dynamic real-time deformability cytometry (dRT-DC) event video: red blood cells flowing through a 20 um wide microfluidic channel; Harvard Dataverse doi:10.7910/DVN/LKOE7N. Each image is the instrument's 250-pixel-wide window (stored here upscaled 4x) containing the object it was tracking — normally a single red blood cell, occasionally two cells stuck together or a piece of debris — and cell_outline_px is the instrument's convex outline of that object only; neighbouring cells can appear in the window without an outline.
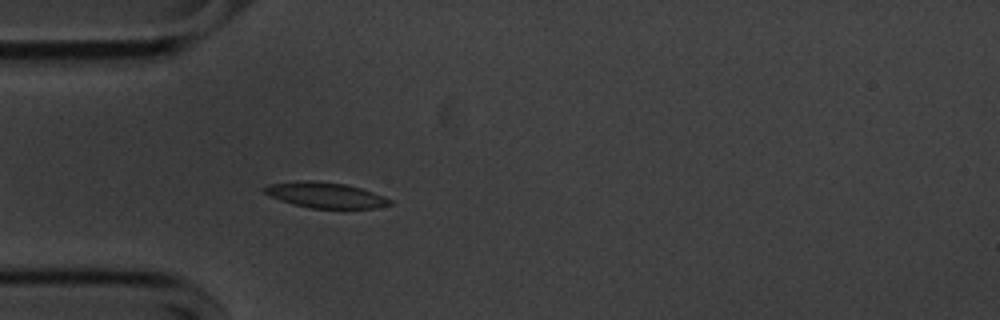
{"species": "common noctule bat (a hibernating species)", "species_latin": "Nyctalus noctula", "temperature_condition": "cold", "stored_images_in_passage": 41, "camera_frame_rate_fps": 3000, "um_per_image_px": 0.085, "animal": {"sex": "male", "body_mass_g": 20.1, "forearm_length_mm": 53.5}, "frame": {"image": 1, "passage_image": 1, "time_ms": 0.0, "image_size_px": [1000, 320], "cell_outline_px": [[392, 204], [376, 208], [312, 208], [292, 204], [280, 200], [264, 192], [260, 188], [268, 184], [308, 180], [312, 180], [344, 184], [360, 188], [384, 196], [392, 200]], "centroid_in_image_um": [27.65, 16.58], "position_along_channel_um": 57.4, "area_um2": 18.55}}
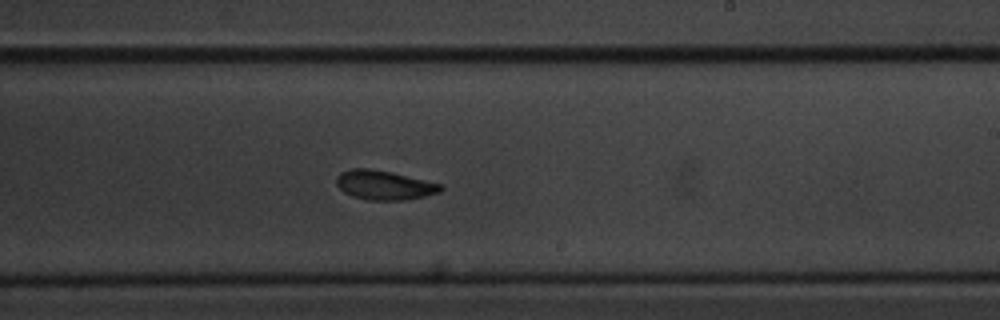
{"frame": {"image": 2, "passage_image": 18, "time_ms": 5.667, "image_size_px": [1000, 320], "cell_outline_px": [[444, 188], [440, 192], [424, 196], [404, 200], [368, 200], [352, 196], [344, 192], [336, 184], [336, 176], [340, 172], [352, 168], [368, 168], [392, 172], [444, 184]], "centroid_in_image_um": [32.67, 15.72], "position_along_channel_um": 256.3, "area_um2": 17.98}}
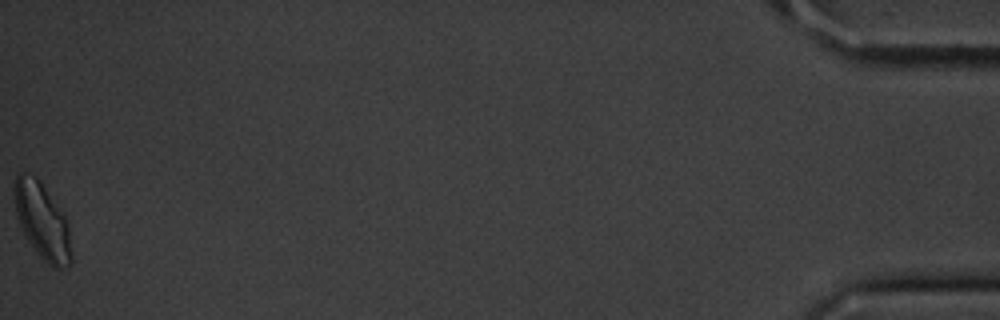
{"frame": {"image": 3, "passage_image": 41, "time_ms": 13.333, "image_size_px": [1000, 320], "cell_outline_px": [[72, 264], [60, 268], [52, 268], [36, 252], [28, 240], [16, 216], [12, 192], [16, 172], [24, 172], [36, 176], [40, 180], [64, 216], [68, 228], [72, 256]], "centroid_in_image_um": [3.55, 18.76], "position_along_channel_um": 431.6, "area_um2": 25.32}, "authors_computed_cell_mechanics": {"area_um2": 18.5538, "velocity_mm_per_s": 3.5738, "shape_relaxation_time_tau1_ms": 2.1363, "shape_relaxation_time_tau2_ms": 5.5958, "deformation_change_tau1": 0.1058, "deformation_change_tau2": 0.0935}}